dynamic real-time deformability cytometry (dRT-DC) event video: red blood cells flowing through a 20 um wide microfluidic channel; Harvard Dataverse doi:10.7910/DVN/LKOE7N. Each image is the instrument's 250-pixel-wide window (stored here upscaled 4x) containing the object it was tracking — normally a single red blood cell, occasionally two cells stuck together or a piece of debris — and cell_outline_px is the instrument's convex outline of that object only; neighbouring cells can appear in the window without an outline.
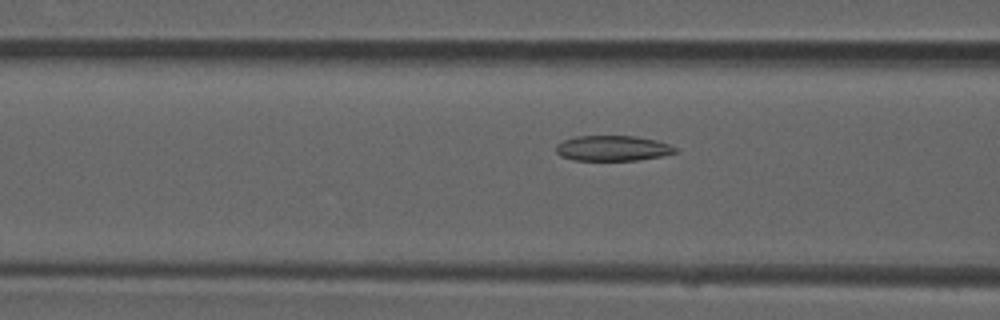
{"species": "common noctule bat (a hibernating species)", "species_latin": "Nyctalus noctula", "temperature_condition": "room temperature", "stored_images_in_passage": 29, "camera_frame_rate_fps": 3000, "um_per_image_px": 0.085, "animal": {"sex": "male", "forearm_length_mm": 52.5}, "frame": {"image": 1, "passage_image": 5, "time_ms": 1.333, "image_size_px": [1000, 320], "cell_outline_px": [[680, 152], [660, 156], [636, 160], [572, 160], [560, 156], [556, 152], [556, 144], [564, 140], [576, 136], [636, 136], [656, 140], [668, 144], [676, 148]], "centroid_in_image_um": [52.06, 12.6], "position_along_channel_um": 114.5, "area_um2": 17.63}}
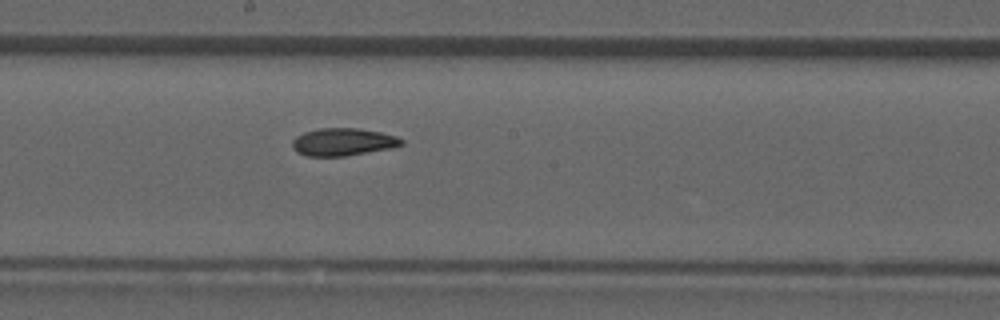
{"frame": {"image": 2, "passage_image": 13, "time_ms": 4.0, "image_size_px": [1000, 320], "cell_outline_px": [[404, 144], [392, 148], [344, 156], [304, 156], [296, 152], [292, 148], [292, 140], [296, 136], [304, 132], [320, 128], [360, 128], [380, 132], [396, 136], [404, 140]], "centroid_in_image_um": [29.14, 12.06], "position_along_channel_um": 219.1, "area_um2": 17.69}}
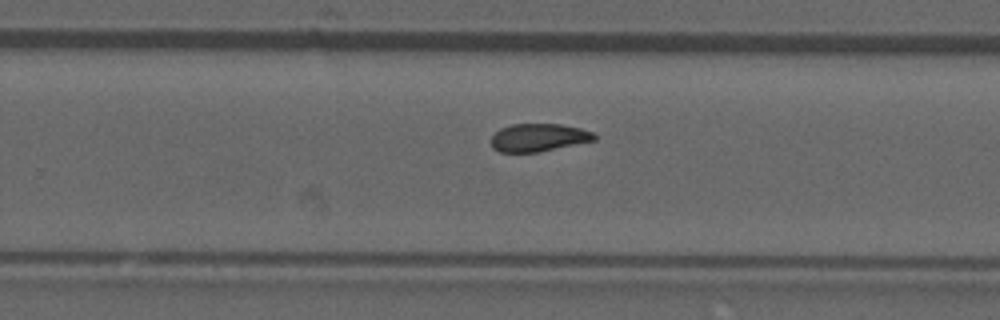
{"frame": {"image": 3, "passage_image": 18, "time_ms": 5.667, "image_size_px": [1000, 320], "cell_outline_px": [[596, 140], [540, 152], [500, 152], [492, 148], [492, 136], [500, 128], [512, 124], [560, 124], [580, 128], [592, 132], [596, 136]], "centroid_in_image_um": [45.78, 11.69], "position_along_channel_um": 284.0, "area_um2": 16.76}}